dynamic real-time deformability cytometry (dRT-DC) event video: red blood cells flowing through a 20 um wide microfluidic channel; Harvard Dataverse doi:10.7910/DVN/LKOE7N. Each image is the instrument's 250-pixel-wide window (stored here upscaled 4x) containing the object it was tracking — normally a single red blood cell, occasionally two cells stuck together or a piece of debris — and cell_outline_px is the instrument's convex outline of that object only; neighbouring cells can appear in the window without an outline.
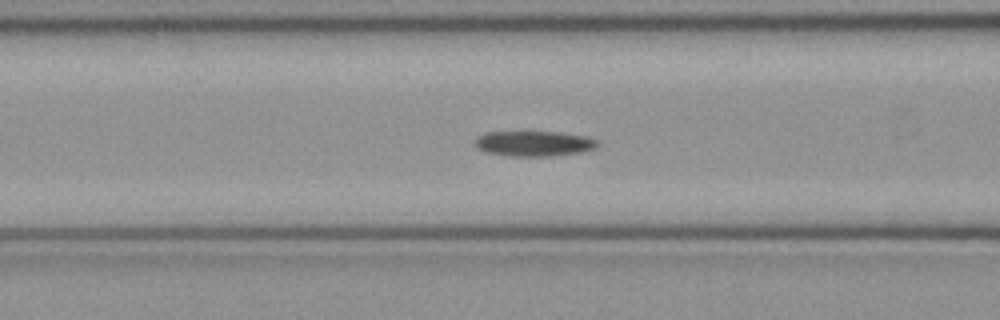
{"species": "common noctule bat (a hibernating species)", "species_latin": "Nyctalus noctula", "temperature_condition": "cold", "stored_images_in_passage": 50, "camera_frame_rate_fps": 3000, "um_per_image_px": 0.085, "animal": {"sex": "female", "body_mass_g": 21.9}, "frame": {"image": 1, "passage_image": 19, "time_ms": 6.0, "image_size_px": [1000, 320], "cell_outline_px": [[600, 144], [596, 148], [580, 152], [552, 156], [508, 156], [484, 152], [476, 148], [472, 140], [476, 136], [484, 132], [520, 128], [524, 128], [564, 132], [584, 136], [596, 140]], "centroid_in_image_um": [45.26, 12.13], "position_along_channel_um": 121.3, "area_um2": 19.59}}
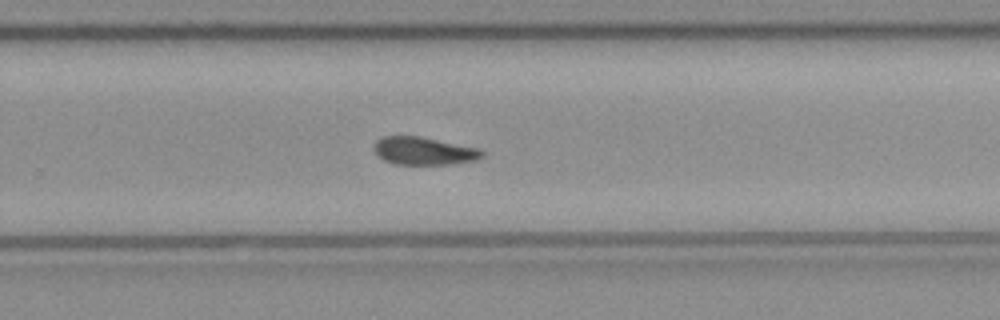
{"frame": {"image": 2, "passage_image": 32, "time_ms": 10.333, "image_size_px": [1000, 320], "cell_outline_px": [[484, 156], [476, 160], [452, 164], [392, 164], [384, 160], [372, 148], [376, 140], [384, 136], [420, 136], [480, 148], [484, 152]], "centroid_in_image_um": [36.04, 12.83], "position_along_channel_um": 293.8, "area_um2": 17.63}}
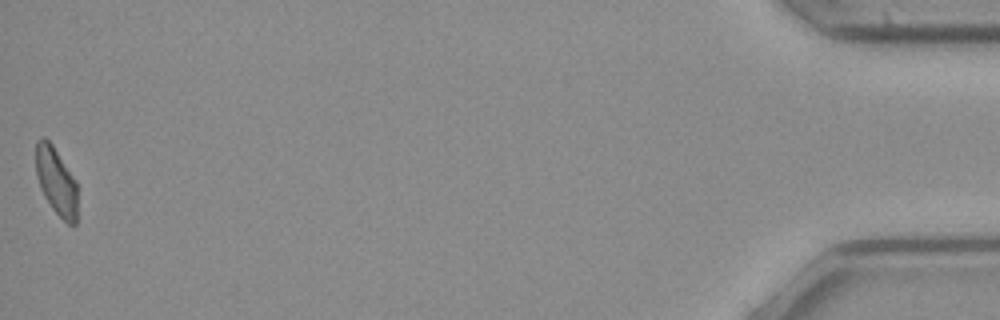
{"frame": {"image": 3, "passage_image": 50, "time_ms": 16.333, "image_size_px": [1000, 320], "cell_outline_px": [[76, 224], [68, 224], [52, 208], [44, 196], [40, 188], [36, 176], [36, 140], [40, 136], [44, 136], [52, 144], [76, 180]], "centroid_in_image_um": [4.75, 15.36], "position_along_channel_um": 430.4, "area_um2": 16.3}}